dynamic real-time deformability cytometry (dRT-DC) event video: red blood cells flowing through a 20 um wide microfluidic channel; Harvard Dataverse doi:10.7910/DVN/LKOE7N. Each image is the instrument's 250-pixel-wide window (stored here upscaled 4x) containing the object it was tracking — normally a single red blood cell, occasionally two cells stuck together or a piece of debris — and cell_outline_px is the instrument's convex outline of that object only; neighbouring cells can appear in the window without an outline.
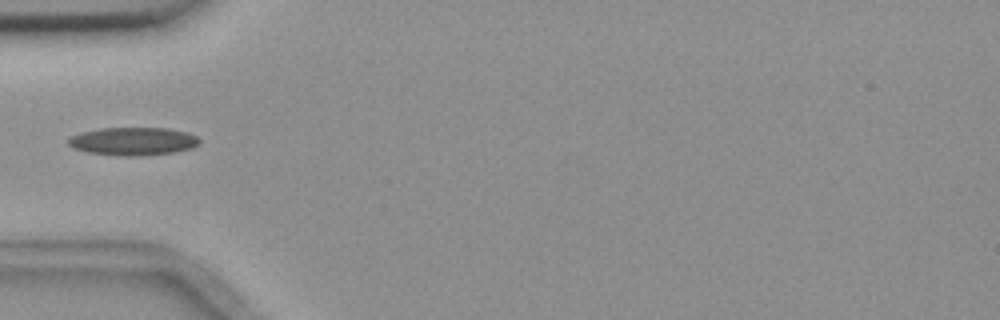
{"species": "common noctule bat (a hibernating species)", "species_latin": "Nyctalus noctula", "temperature_condition": "room temperature", "stored_images_in_passage": 3, "camera_frame_rate_fps": 3000, "um_per_image_px": 0.085, "animal": {"sex": "female", "body_mass_g": 18.4}, "frame": {"image": 1, "passage_image": 1, "time_ms": 0.0, "image_size_px": [1000, 320], "cell_outline_px": [[200, 144], [192, 148], [172, 152], [140, 156], [124, 156], [88, 152], [72, 148], [68, 144], [68, 140], [72, 136], [80, 132], [100, 128], [168, 128], [188, 132], [196, 136], [200, 140]], "centroid_in_image_um": [11.32, 12.0], "position_along_channel_um": 73.7, "area_um2": 21.44}}
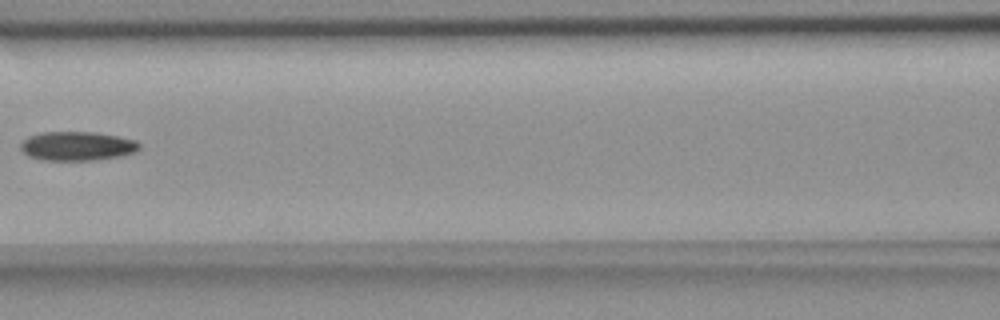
{"frame": {"image": 2, "passage_image": 3, "time_ms": 2.333, "image_size_px": [1000, 320], "cell_outline_px": [[140, 148], [136, 152], [124, 156], [92, 160], [44, 160], [28, 156], [20, 148], [20, 144], [28, 136], [44, 132], [92, 132], [116, 136], [136, 140], [140, 144]], "centroid_in_image_um": [6.58, 12.42], "position_along_channel_um": 160.0, "area_um2": 20.11}}